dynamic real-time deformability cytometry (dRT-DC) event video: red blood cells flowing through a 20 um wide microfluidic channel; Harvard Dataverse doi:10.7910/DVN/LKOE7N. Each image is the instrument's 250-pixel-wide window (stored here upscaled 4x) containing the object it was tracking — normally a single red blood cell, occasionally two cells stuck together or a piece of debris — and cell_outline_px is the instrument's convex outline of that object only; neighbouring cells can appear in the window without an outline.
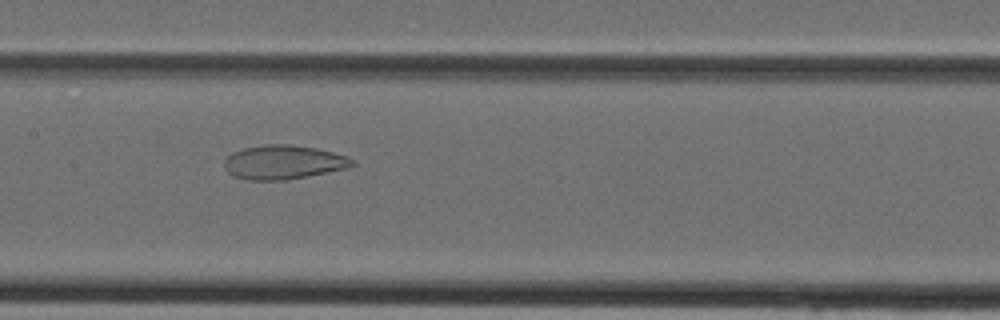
{"species": "Egyptian fruit bat (a non-hibernating species)", "species_latin": "Rousettus aegyptiacus", "temperature_condition": "cold", "stored_images_in_passage": 39, "camera_frame_rate_fps": 3000, "um_per_image_px": 0.085, "animal": {"sex": "female"}, "frame": {"image": 1, "passage_image": 19, "time_ms": 6.0, "image_size_px": [1000, 320], "cell_outline_px": [[356, 164], [348, 168], [288, 180], [248, 180], [232, 176], [224, 168], [224, 160], [232, 152], [244, 148], [264, 144], [288, 144], [316, 148], [348, 156], [356, 160]], "centroid_in_image_um": [24.1, 13.79], "position_along_channel_um": 183.3, "area_um2": 25.66}}
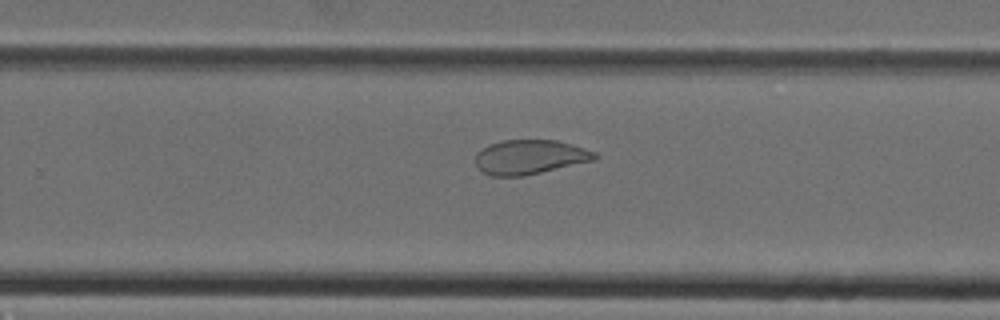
{"frame": {"image": 2, "passage_image": 25, "time_ms": 8.0, "image_size_px": [1000, 320], "cell_outline_px": [[600, 156], [596, 160], [524, 176], [488, 176], [480, 172], [476, 168], [476, 152], [488, 144], [504, 140], [556, 140], [572, 144], [596, 152]], "centroid_in_image_um": [45.02, 13.36], "position_along_channel_um": 284.8, "area_um2": 24.33}}
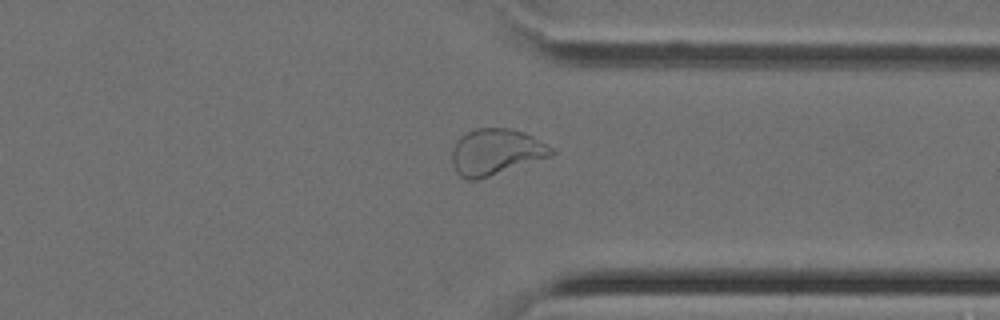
{"frame": {"image": 3, "passage_image": 30, "time_ms": 9.667, "image_size_px": [1000, 320], "cell_outline_px": [[556, 152], [548, 156], [476, 180], [468, 180], [460, 176], [456, 172], [452, 164], [452, 148], [456, 140], [460, 136], [476, 128], [508, 128], [524, 132], [532, 136], [552, 148]], "centroid_in_image_um": [42.08, 12.9], "position_along_channel_um": 369.3, "area_um2": 26.24}}